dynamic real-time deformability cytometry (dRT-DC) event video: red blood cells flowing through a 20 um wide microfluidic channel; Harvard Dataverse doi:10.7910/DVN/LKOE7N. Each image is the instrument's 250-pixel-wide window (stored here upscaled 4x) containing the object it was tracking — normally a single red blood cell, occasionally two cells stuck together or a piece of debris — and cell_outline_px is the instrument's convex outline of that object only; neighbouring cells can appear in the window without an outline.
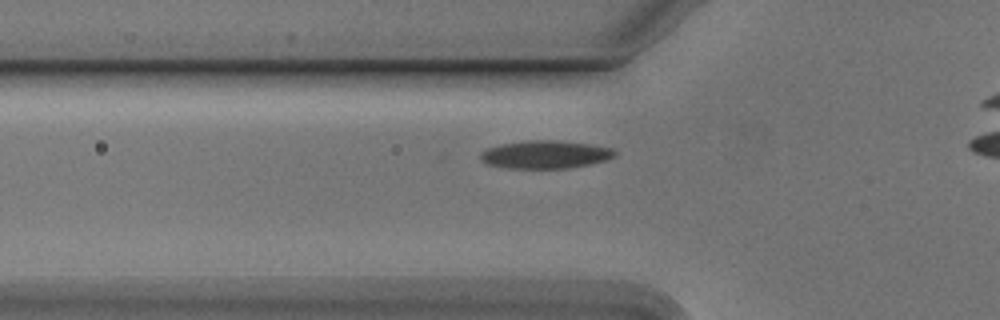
{"species": "Egyptian fruit bat (a non-hibernating species)", "species_latin": "Rousettus aegyptiacus", "temperature_condition": "cold", "stored_images_in_passage": 38, "camera_frame_rate_fps": 3000, "um_per_image_px": 0.085, "animal": {"sex": "male"}, "frame": {"image": 1, "passage_image": 9, "time_ms": 2.667, "image_size_px": [1000, 320], "cell_outline_px": [[616, 156], [604, 160], [588, 164], [568, 168], [504, 168], [488, 164], [480, 160], [480, 152], [488, 148], [500, 144], [524, 140], [556, 140], [588, 144], [612, 148], [616, 152]], "centroid_in_image_um": [46.3, 13.13], "position_along_channel_um": 79.5, "area_um2": 21.85}}
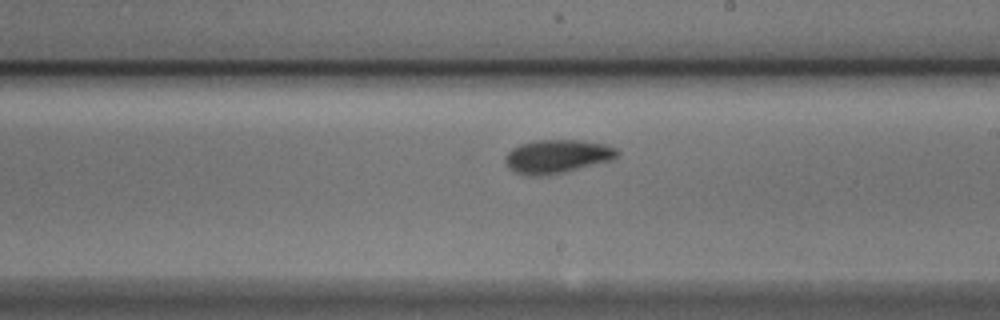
{"frame": {"image": 2, "passage_image": 22, "time_ms": 7.0, "image_size_px": [1000, 320], "cell_outline_px": [[620, 152], [612, 160], [564, 172], [540, 176], [532, 176], [516, 172], [508, 168], [504, 160], [504, 156], [512, 148], [520, 144], [532, 140], [580, 140], [604, 144], [616, 148]], "centroid_in_image_um": [47.33, 13.28], "position_along_channel_um": 241.7, "area_um2": 21.91}}
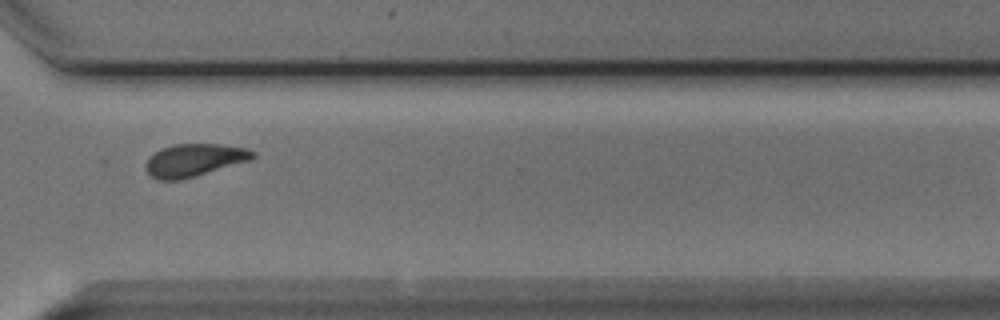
{"frame": {"image": 3, "passage_image": 31, "time_ms": 10.0, "image_size_px": [1000, 320], "cell_outline_px": [[256, 156], [252, 160], [196, 176], [180, 180], [160, 180], [152, 176], [144, 168], [144, 164], [148, 156], [160, 148], [172, 144], [220, 144], [248, 148], [256, 152]], "centroid_in_image_um": [16.51, 13.6], "position_along_channel_um": 354.1, "area_um2": 20.75}, "authors_computed_cell_mechanics": {"area_um2": 21.0392, "velocity_mm_per_s": 3.7391, "shape_relaxation_time_tau1_ms": 4.745, "shape_relaxation_time_tau2_ms": 3.8466, "deformation_change_tau1": 0.1584, "deformation_change_tau2": 0.0842}}